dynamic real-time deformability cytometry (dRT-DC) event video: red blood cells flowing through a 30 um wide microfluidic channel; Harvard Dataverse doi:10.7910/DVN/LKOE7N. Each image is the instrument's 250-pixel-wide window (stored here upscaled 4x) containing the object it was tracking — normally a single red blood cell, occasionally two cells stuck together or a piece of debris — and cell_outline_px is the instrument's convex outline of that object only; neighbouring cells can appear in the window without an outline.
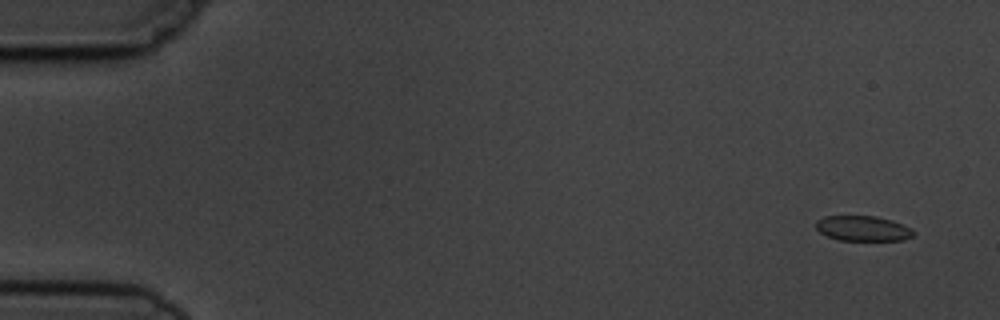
{"species": "common noctule bat (a hibernating species)", "species_latin": "Nyctalus noctula", "temperature_condition": "cold", "stored_images_in_passage": 4, "camera_frame_rate_fps": 3000, "um_per_image_px": 0.085, "animal": {"sex": "male", "body_mass_g": 19.5, "forearm_length_mm": 54.6}, "frame": {"image": 1, "passage_image": 1, "time_ms": 0.0, "image_size_px": [1000, 320], "cell_outline_px": [[916, 232], [912, 236], [900, 240], [840, 240], [828, 236], [820, 232], [816, 228], [816, 220], [824, 216], [876, 216], [892, 220], [912, 228]], "centroid_in_image_um": [73.35, 19.41], "position_along_channel_um": 11.6, "area_um2": 14.28}}
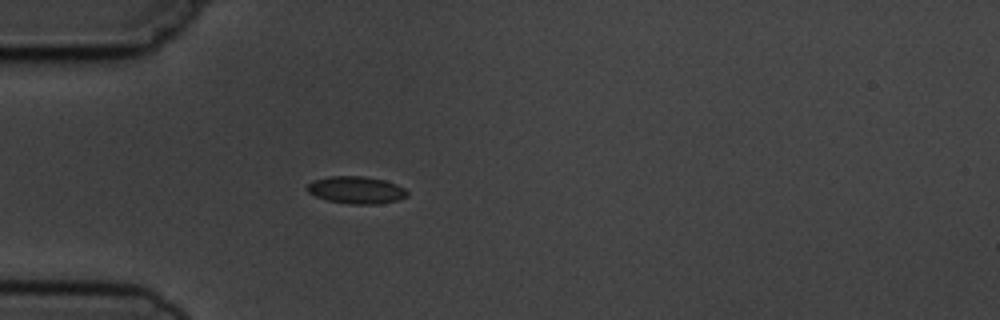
{"frame": {"image": 2, "passage_image": 4, "time_ms": 4.333, "image_size_px": [1000, 320], "cell_outline_px": [[408, 196], [396, 200], [376, 204], [352, 204], [328, 200], [316, 196], [308, 192], [304, 188], [312, 180], [332, 176], [364, 176], [384, 180], [396, 184], [404, 188], [408, 192]], "centroid_in_image_um": [30.26, 16.14], "position_along_channel_um": 54.7, "area_um2": 15.84}}